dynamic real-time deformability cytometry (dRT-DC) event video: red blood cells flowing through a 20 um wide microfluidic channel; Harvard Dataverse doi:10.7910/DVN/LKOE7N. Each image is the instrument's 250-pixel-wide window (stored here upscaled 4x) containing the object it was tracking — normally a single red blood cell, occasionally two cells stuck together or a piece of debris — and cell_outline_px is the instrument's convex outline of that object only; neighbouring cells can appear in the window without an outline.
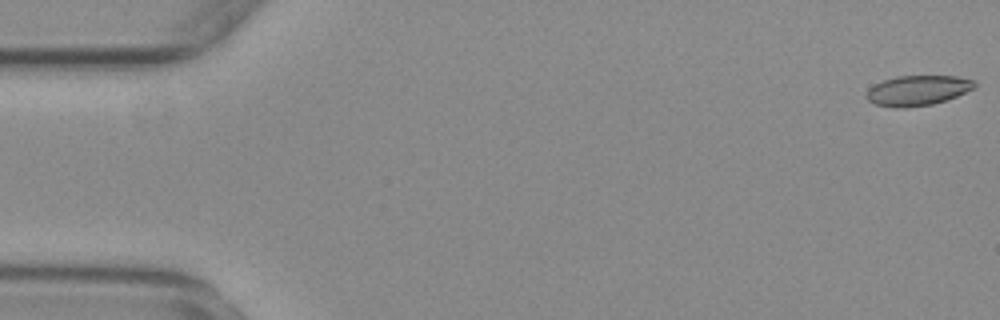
{"species": "common noctule bat (a hibernating species)", "species_latin": "Nyctalus noctula", "temperature_condition": "warm", "stored_images_in_passage": 56, "camera_frame_rate_fps": 3000, "um_per_image_px": 0.085, "animal": {"sex": "female", "body_mass_g": 29.2, "forearm_length_mm": 56.3}, "frame": {"image": 1, "passage_image": 1, "time_ms": 0.0, "image_size_px": [1000, 320], "cell_outline_px": [[976, 88], [956, 96], [932, 104], [904, 108], [896, 108], [876, 104], [868, 100], [864, 96], [868, 88], [884, 80], [896, 76], [956, 76], [976, 80]], "centroid_in_image_um": [78.0, 7.68], "position_along_channel_um": 7.0, "area_um2": 19.02}}
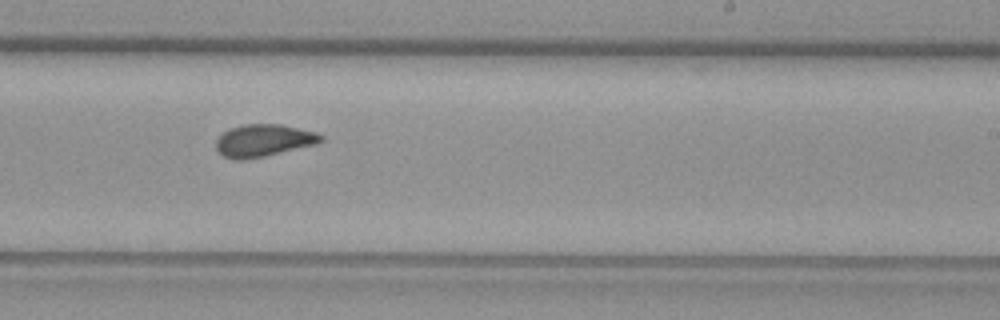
{"frame": {"image": 2, "passage_image": 34, "time_ms": 11.0, "image_size_px": [1000, 320], "cell_outline_px": [[324, 140], [316, 144], [264, 156], [244, 160], [232, 160], [224, 156], [216, 148], [216, 140], [228, 128], [244, 124], [280, 124], [316, 132], [324, 136]], "centroid_in_image_um": [22.4, 11.94], "position_along_channel_um": 266.6, "area_um2": 19.71}}
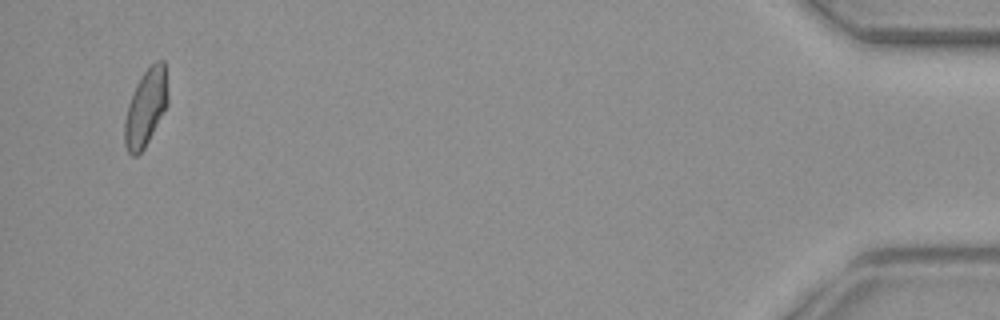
{"frame": {"image": 3, "passage_image": 54, "time_ms": 17.667, "image_size_px": [1000, 320], "cell_outline_px": [[168, 104], [144, 148], [136, 156], [132, 156], [128, 152], [124, 144], [124, 120], [128, 104], [136, 84], [144, 72], [156, 60], [164, 60], [168, 92]], "centroid_in_image_um": [12.38, 9.15], "position_along_channel_um": 422.8, "area_um2": 19.31}, "authors_computed_cell_mechanics": {"area_um2": 19.4786, "velocity_mm_per_s": 3.6983, "shape_relaxation_time_tau1_ms": 10.3748, "shape_relaxation_time_tau2_ms": 1.4811, "deformation_change_tau1": 0.1981, "deformation_change_tau2": 0.0611}}